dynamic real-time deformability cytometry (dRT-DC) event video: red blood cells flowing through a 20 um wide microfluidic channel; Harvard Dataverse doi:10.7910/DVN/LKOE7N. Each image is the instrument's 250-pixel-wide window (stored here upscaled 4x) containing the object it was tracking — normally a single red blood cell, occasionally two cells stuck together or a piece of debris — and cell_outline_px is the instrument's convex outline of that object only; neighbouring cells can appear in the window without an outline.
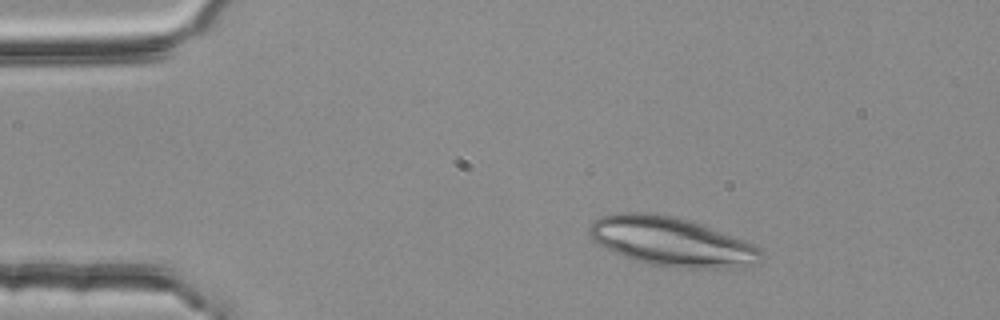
{"species": "common noctule bat (a hibernating species)", "species_latin": "Nyctalus noctula", "temperature_condition": "room temperature", "stored_images_in_passage": 2, "camera_frame_rate_fps": 3000, "um_per_image_px": 0.085, "animal": {"sex": "female", "body_mass_g": 25.1}, "frame": {"image": 1, "passage_image": 1, "time_ms": 0.0, "image_size_px": [1000, 320], "cell_outline_px": [[764, 256], [756, 264], [712, 268], [668, 268], [636, 260], [616, 252], [592, 240], [588, 236], [588, 228], [600, 216], [616, 212], [656, 212], [688, 220], [752, 244], [760, 248], [764, 252]], "centroid_in_image_um": [57.03, 20.53], "position_along_channel_um": 28.0, "area_um2": 48.44}}